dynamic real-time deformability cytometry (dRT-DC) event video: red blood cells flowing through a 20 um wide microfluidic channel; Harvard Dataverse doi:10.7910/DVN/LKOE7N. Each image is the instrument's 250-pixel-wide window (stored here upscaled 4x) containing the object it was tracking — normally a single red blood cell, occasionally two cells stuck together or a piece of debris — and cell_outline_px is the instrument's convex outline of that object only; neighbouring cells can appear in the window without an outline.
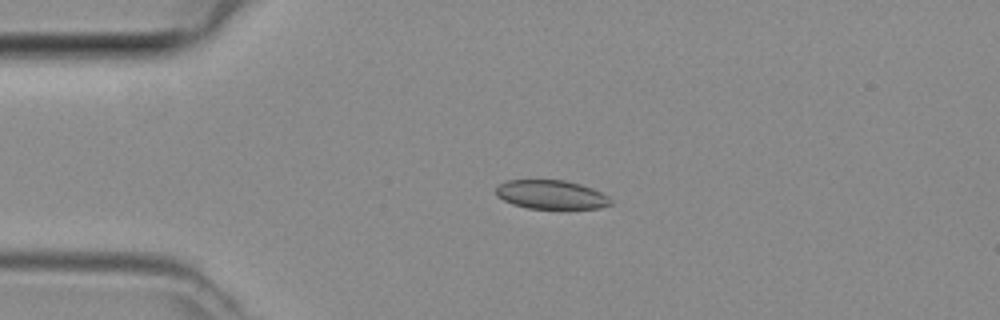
{"species": "common noctule bat (a hibernating species)", "species_latin": "Nyctalus noctula", "temperature_condition": "room temperature", "stored_images_in_passage": 5, "camera_frame_rate_fps": 3000, "um_per_image_px": 0.085, "animal": {"sex": "female", "body_mass_g": 29.2, "forearm_length_mm": 56.3}, "frame": {"image": 1, "passage_image": 4, "time_ms": 1.0, "image_size_px": [1000, 320], "cell_outline_px": [[612, 204], [600, 208], [528, 208], [512, 204], [496, 196], [496, 188], [500, 184], [508, 180], [564, 180], [580, 184], [592, 188], [608, 196], [612, 200]], "centroid_in_image_um": [46.85, 16.54], "position_along_channel_um": 38.1, "area_um2": 19.19}}